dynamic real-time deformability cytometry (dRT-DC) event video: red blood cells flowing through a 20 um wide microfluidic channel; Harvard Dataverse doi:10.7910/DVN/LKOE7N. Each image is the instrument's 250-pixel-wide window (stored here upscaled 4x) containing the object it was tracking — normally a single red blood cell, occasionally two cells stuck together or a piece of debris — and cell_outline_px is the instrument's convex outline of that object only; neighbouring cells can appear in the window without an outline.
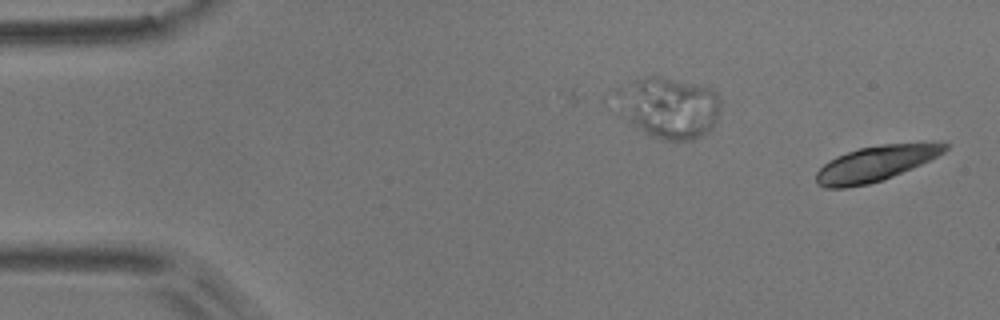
{"species": "common noctule bat (a hibernating species)", "species_latin": "Nyctalus noctula", "temperature_condition": "room temperature", "stored_images_in_passage": 3, "camera_frame_rate_fps": 3000, "um_per_image_px": 0.085, "animal": {"sex": "male", "body_mass_g": 17.9}, "frame": {"image": 1, "passage_image": 3, "time_ms": 0.667, "image_size_px": [1000, 320], "cell_outline_px": [[948, 148], [944, 152], [912, 168], [884, 180], [868, 184], [844, 188], [824, 188], [816, 184], [816, 172], [828, 160], [836, 156], [860, 148], [884, 144], [932, 140], [948, 144]], "centroid_in_image_um": [74.45, 13.88], "position_along_channel_um": 10.5, "area_um2": 26.88}}